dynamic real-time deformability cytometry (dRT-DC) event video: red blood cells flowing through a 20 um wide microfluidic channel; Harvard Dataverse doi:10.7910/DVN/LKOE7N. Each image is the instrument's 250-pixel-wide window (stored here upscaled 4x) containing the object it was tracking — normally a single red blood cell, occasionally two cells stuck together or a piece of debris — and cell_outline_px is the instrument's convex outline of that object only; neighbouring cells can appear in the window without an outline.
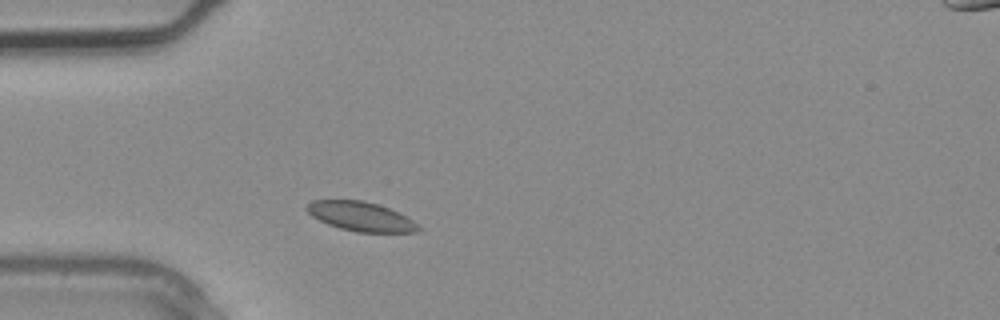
{"species": "common noctule bat (a hibernating species)", "species_latin": "Nyctalus noctula", "temperature_condition": "warm", "stored_images_in_passage": 1, "camera_frame_rate_fps": 3000, "um_per_image_px": 0.085, "animal": {"sex": "male", "body_mass_g": 20.4}, "frame": {"image": 1, "passage_image": 1, "time_ms": 0.0, "image_size_px": [1000, 320], "cell_outline_px": [[420, 232], [356, 232], [340, 228], [328, 224], [312, 216], [304, 208], [304, 204], [312, 200], [364, 200], [400, 212], [412, 220], [420, 228]], "centroid_in_image_um": [30.64, 18.39], "position_along_channel_um": 54.4, "area_um2": 19.07}}